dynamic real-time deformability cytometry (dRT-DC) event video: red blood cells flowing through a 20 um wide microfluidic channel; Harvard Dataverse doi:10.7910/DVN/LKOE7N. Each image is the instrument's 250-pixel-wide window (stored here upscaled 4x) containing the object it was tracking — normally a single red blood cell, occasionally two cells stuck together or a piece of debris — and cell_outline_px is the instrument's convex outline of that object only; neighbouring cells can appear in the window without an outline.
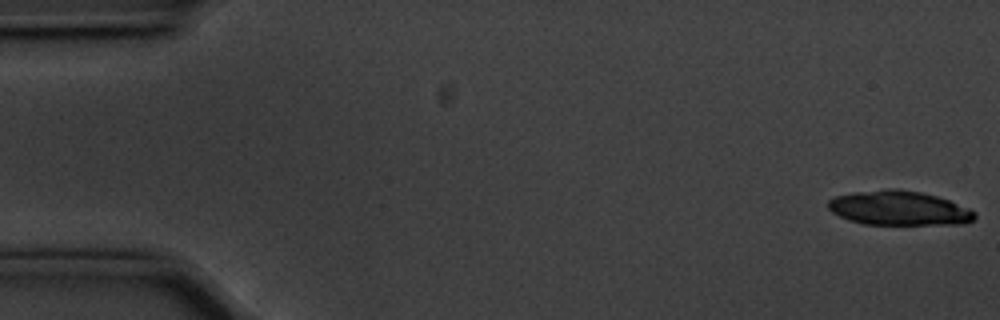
{"species": "common noctule bat (a hibernating species)", "species_latin": "Nyctalus noctula", "temperature_condition": "cold", "stored_images_in_passage": 16, "camera_frame_rate_fps": 3000, "um_per_image_px": 0.085, "animal": {"sex": "male", "body_mass_g": 20.1, "forearm_length_mm": 53.5}, "frame": {"image": 1, "passage_image": 1, "time_ms": 0.0, "image_size_px": [1000, 320], "cell_outline_px": [[976, 216], [972, 220], [964, 224], [864, 224], [848, 220], [832, 212], [828, 208], [828, 200], [836, 196], [852, 192], [892, 188], [896, 188], [920, 192], [936, 196], [948, 200], [968, 208], [976, 212]], "centroid_in_image_um": [76.39, 17.69], "position_along_channel_um": 8.6, "area_um2": 29.3}}